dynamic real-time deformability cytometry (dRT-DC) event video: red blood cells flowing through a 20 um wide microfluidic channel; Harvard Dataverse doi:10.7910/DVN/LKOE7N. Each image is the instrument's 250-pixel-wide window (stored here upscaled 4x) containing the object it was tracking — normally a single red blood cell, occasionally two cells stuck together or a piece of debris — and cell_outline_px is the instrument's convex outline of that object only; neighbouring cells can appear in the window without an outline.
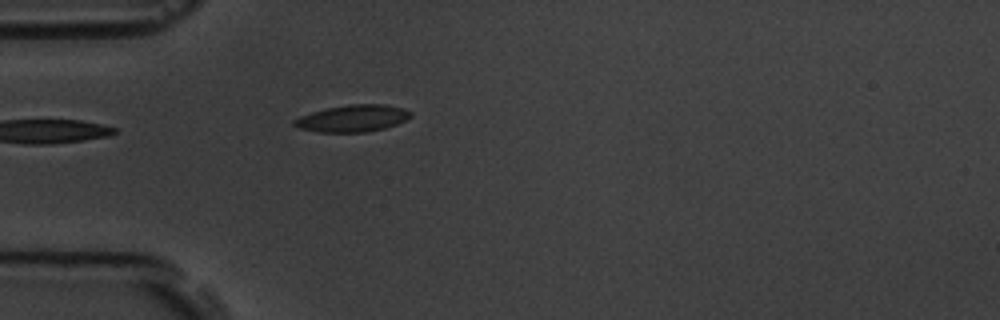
{"species": "common noctule bat (a hibernating species)", "species_latin": "Nyctalus noctula", "temperature_condition": "room temperature", "stored_images_in_passage": 1, "camera_frame_rate_fps": 3000, "um_per_image_px": 0.085, "animal": {"sex": "male", "body_mass_g": 19.5, "forearm_length_mm": 54.6}, "frame": {"image": 1, "passage_image": 1, "time_ms": 0.0, "image_size_px": [1000, 320], "cell_outline_px": [[412, 116], [396, 124], [384, 128], [364, 132], [320, 132], [300, 128], [292, 124], [292, 120], [300, 116], [312, 112], [328, 108], [348, 104], [384, 104], [404, 108], [412, 112]], "centroid_in_image_um": [29.98, 10.05], "position_along_channel_um": 55.0, "area_um2": 18.15}}